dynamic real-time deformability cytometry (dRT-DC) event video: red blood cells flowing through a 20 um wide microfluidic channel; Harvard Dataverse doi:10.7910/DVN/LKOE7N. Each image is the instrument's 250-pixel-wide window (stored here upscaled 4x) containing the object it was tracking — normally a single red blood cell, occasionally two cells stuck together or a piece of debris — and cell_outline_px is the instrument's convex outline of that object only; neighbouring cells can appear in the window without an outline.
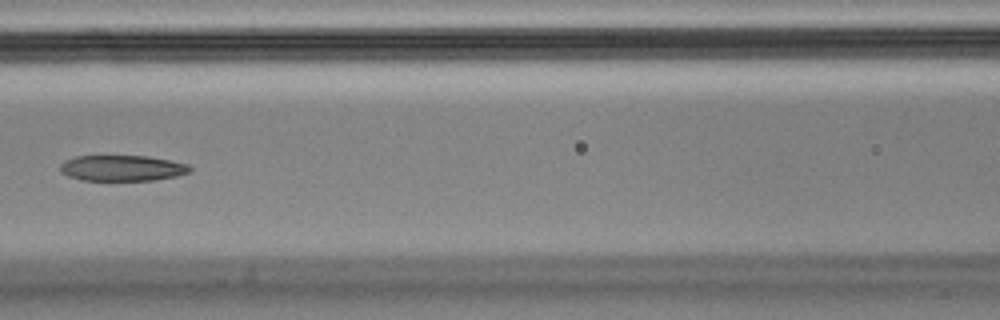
{"species": "Egyptian fruit bat (a non-hibernating species)", "species_latin": "Rousettus aegyptiacus", "temperature_condition": "cold", "stored_images_in_passage": 7, "camera_frame_rate_fps": 3000, "um_per_image_px": 0.085, "animal": {"sex": "male"}, "frame": {"image": 1, "passage_image": 7, "time_ms": 2.0, "image_size_px": [1000, 320], "cell_outline_px": [[192, 172], [176, 176], [152, 180], [80, 180], [68, 176], [60, 172], [60, 164], [64, 160], [76, 156], [148, 156], [188, 164], [192, 168]], "centroid_in_image_um": [10.37, 14.29], "position_along_channel_um": 156.2, "area_um2": 19.54}}